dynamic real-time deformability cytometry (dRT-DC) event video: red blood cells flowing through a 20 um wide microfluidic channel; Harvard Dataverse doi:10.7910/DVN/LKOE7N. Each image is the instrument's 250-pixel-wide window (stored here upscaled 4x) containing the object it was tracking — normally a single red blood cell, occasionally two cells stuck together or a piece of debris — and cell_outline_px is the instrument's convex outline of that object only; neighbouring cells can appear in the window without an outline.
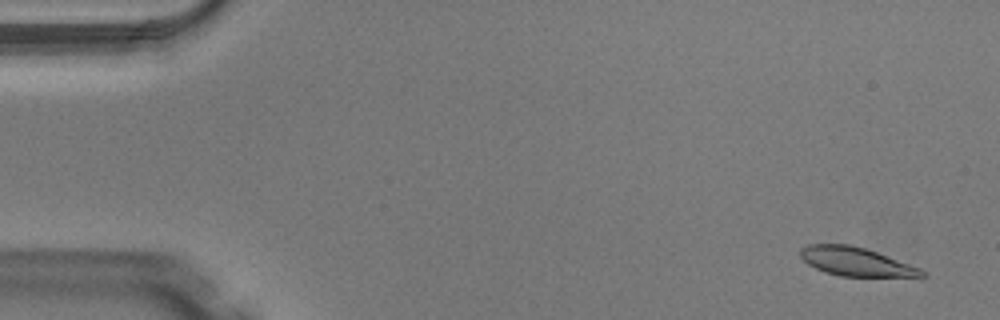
{"species": "Egyptian fruit bat (a non-hibernating species)", "species_latin": "Rousettus aegyptiacus", "temperature_condition": "warm", "stored_images_in_passage": 50, "camera_frame_rate_fps": 3000, "um_per_image_px": 0.085, "animal": {"sex": "male"}, "frame": {"image": 1, "passage_image": 3, "time_ms": 0.667, "image_size_px": [1000, 320], "cell_outline_px": [[928, 276], [840, 276], [824, 272], [808, 264], [800, 256], [800, 248], [808, 244], [848, 244], [864, 248], [876, 252], [920, 268]], "centroid_in_image_um": [72.7, 22.23], "position_along_channel_um": 12.3, "area_um2": 19.94}}
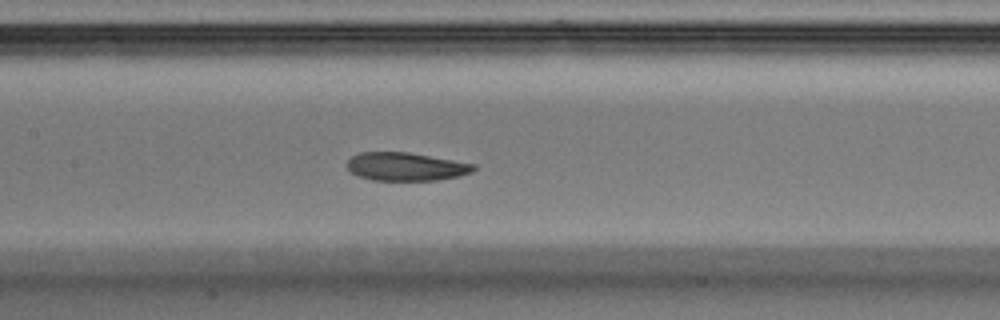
{"frame": {"image": 2, "passage_image": 24, "time_ms": 7.667, "image_size_px": [1000, 320], "cell_outline_px": [[476, 168], [472, 172], [460, 176], [436, 180], [372, 180], [360, 176], [352, 172], [348, 168], [348, 160], [352, 156], [360, 152], [408, 152], [476, 164]], "centroid_in_image_um": [34.53, 14.16], "position_along_channel_um": 172.9, "area_um2": 20.69}}
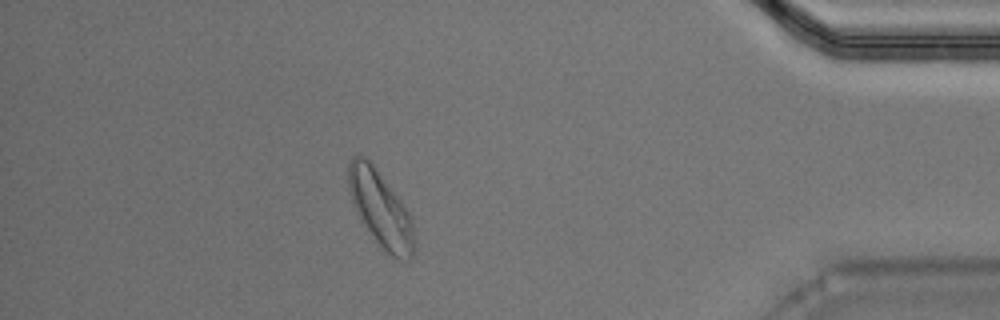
{"frame": {"image": 3, "passage_image": 44, "time_ms": 14.333, "image_size_px": [1000, 320], "cell_outline_px": [[416, 248], [412, 256], [408, 260], [400, 260], [392, 256], [380, 248], [356, 212], [352, 204], [348, 188], [348, 164], [352, 156], [364, 156], [372, 164], [404, 204], [412, 220], [416, 240]], "centroid_in_image_um": [32.37, 17.81], "position_along_channel_um": 402.8, "area_um2": 29.25}, "authors_computed_cell_mechanics": {"area_um2": 21.7906, "velocity_mm_per_s": 4.0797, "shape_relaxation_time_tau1_ms": 4.8736, "shape_relaxation_time_tau2_ms": 5.1034, "deformation_change_tau1": 0.1446, "deformation_change_tau2": 0.1205}}